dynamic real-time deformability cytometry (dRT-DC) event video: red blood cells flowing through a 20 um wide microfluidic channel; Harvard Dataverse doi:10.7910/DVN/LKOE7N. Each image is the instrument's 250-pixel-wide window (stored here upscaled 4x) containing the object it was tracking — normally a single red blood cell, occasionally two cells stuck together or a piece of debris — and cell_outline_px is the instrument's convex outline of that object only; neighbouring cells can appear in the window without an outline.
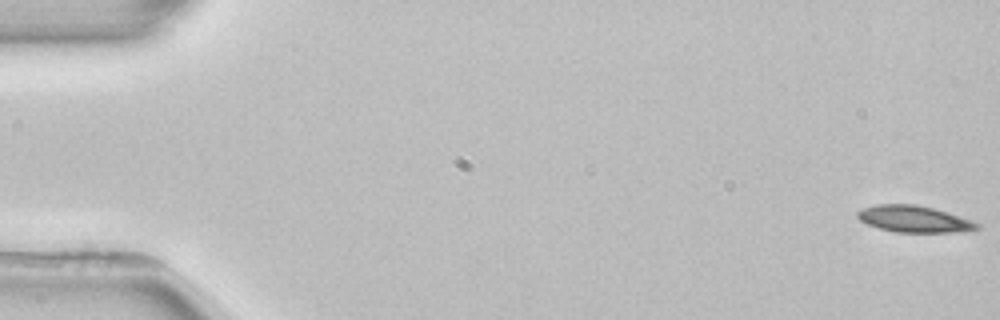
{"species": "common noctule bat (a hibernating species)", "species_latin": "Nyctalus noctula", "temperature_condition": "room temperature", "stored_images_in_passage": 4, "camera_frame_rate_fps": 3000, "um_per_image_px": 0.085, "animal": {"sex": "female", "body_mass_g": 22.7, "forearm_length_mm": 54.2}, "frame": {"image": 1, "passage_image": 1, "time_ms": 0.0, "image_size_px": [1000, 320], "cell_outline_px": [[980, 228], [964, 232], [896, 232], [880, 228], [868, 224], [860, 220], [856, 216], [856, 212], [864, 208], [876, 204], [916, 204], [932, 208], [972, 220], [980, 224]], "centroid_in_image_um": [77.71, 18.62], "position_along_channel_um": 7.3, "area_um2": 18.44}}
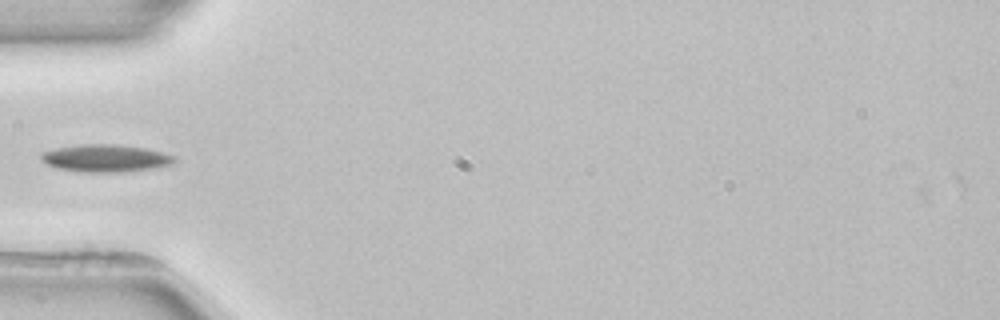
{"frame": {"image": 2, "passage_image": 4, "time_ms": 5.667, "image_size_px": [1000, 320], "cell_outline_px": [[176, 160], [172, 164], [152, 168], [116, 172], [88, 172], [56, 168], [40, 160], [40, 156], [44, 152], [56, 148], [80, 144], [112, 144], [144, 148], [176, 156]], "centroid_in_image_um": [8.95, 13.44], "position_along_channel_um": 76.0, "area_um2": 20.98}}